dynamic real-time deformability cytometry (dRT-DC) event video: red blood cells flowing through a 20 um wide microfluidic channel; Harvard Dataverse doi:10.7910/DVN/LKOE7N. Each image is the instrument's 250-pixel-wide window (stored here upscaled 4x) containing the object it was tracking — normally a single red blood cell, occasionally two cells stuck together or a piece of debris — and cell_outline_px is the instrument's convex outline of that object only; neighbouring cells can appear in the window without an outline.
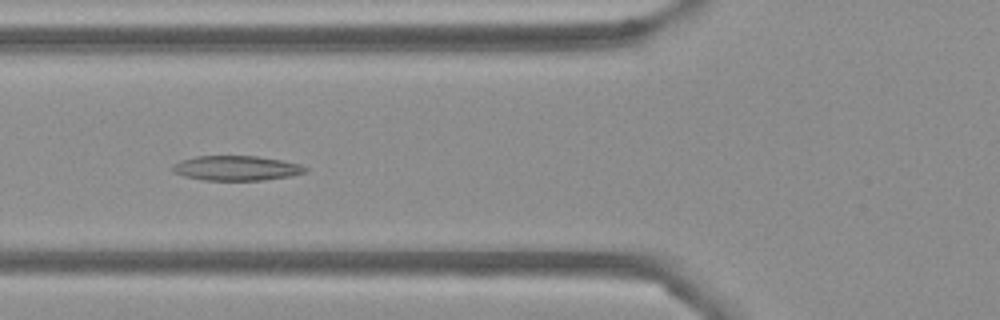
{"species": "Egyptian fruit bat (a non-hibernating species)", "species_latin": "Rousettus aegyptiacus", "temperature_condition": "cold", "stored_images_in_passage": 56, "camera_frame_rate_fps": 3000, "um_per_image_px": 0.085, "frame": {"image": 1, "passage_image": 21, "time_ms": 6.667, "image_size_px": [1000, 320], "cell_outline_px": [[308, 168], [304, 172], [292, 176], [264, 180], [204, 180], [184, 176], [172, 172], [172, 168], [180, 160], [196, 156], [256, 156], [284, 160], [300, 164]], "centroid_in_image_um": [20.11, 14.29], "position_along_channel_um": 105.7, "area_um2": 19.19}}
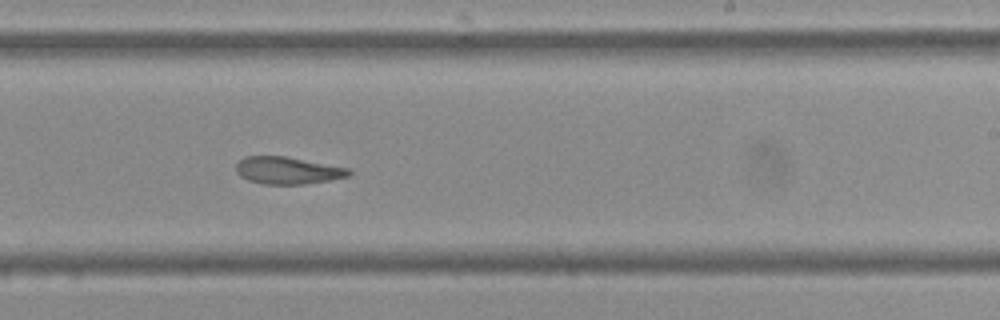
{"frame": {"image": 2, "passage_image": 34, "time_ms": 11.0, "image_size_px": [1000, 320], "cell_outline_px": [[352, 172], [348, 176], [328, 180], [304, 184], [264, 184], [248, 180], [240, 176], [236, 172], [236, 164], [244, 156], [284, 156], [348, 168]], "centroid_in_image_um": [24.4, 14.49], "position_along_channel_um": 264.6, "area_um2": 17.69}}
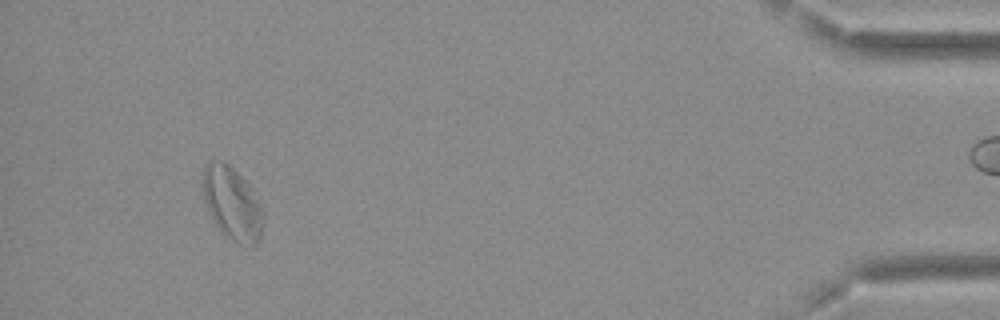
{"frame": {"image": 3, "passage_image": 52, "time_ms": 17.0, "image_size_px": [1000, 320], "cell_outline_px": [[264, 224], [260, 236], [256, 244], [252, 248], [240, 244], [232, 240], [220, 232], [212, 220], [204, 196], [200, 180], [204, 168], [212, 160], [220, 160], [228, 164], [252, 188], [264, 212]], "centroid_in_image_um": [19.74, 17.33], "position_along_channel_um": 415.5, "area_um2": 26.01}, "authors_computed_cell_mechanics": {"area_um2": 20.4612, "velocity_mm_per_s": 3.6564, "shape_relaxation_time_tau1_ms": null, "shape_relaxation_time_tau2_ms": 4.2413, "deformation_change_tau1": null, "deformation_change_tau2": 0.1128}}